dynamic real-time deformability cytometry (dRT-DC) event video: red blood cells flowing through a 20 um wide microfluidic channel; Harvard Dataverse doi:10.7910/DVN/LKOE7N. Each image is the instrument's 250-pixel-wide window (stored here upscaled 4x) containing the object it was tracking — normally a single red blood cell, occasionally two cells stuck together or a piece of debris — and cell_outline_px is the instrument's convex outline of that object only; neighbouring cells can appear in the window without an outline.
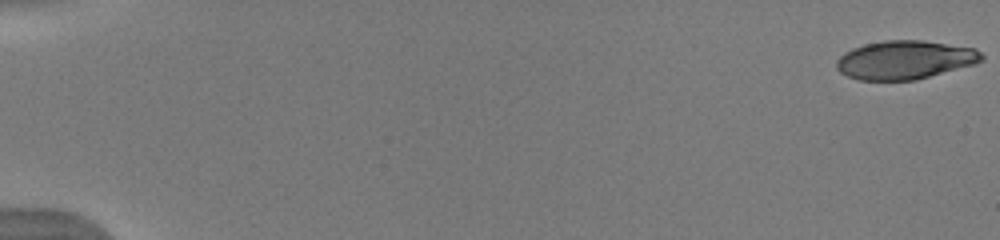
{"species": "human", "species_latin": "Homo sapiens", "temperature_condition": "warm", "stored_images_in_passage": 53, "camera_frame_rate_fps": 3000, "um_per_image_px": 0.085, "donor": {"sex": "male"}, "frame": {"image": 1, "passage_image": 1, "time_ms": 0.0, "image_size_px": [1000, 240], "cell_outline_px": [[984, 60], [976, 64], [916, 80], [860, 80], [848, 76], [840, 72], [836, 68], [836, 60], [844, 52], [852, 48], [864, 44], [884, 40], [924, 40], [976, 48], [984, 56]], "centroid_in_image_um": [76.94, 5.08], "position_along_channel_um": 8.1, "area_um2": 32.95}}
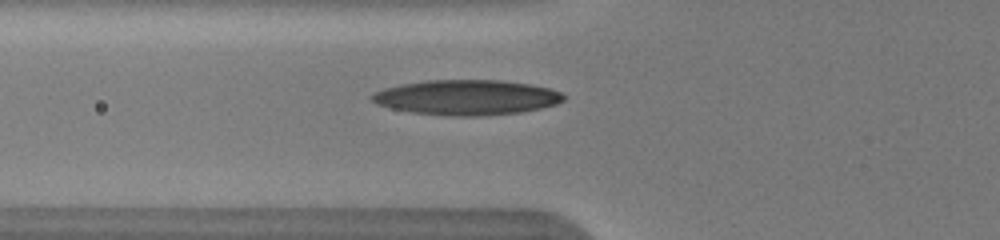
{"frame": {"image": 2, "passage_image": 21, "time_ms": 6.667, "image_size_px": [1000, 240], "cell_outline_px": [[564, 100], [556, 104], [540, 108], [520, 112], [484, 116], [452, 116], [412, 112], [392, 108], [376, 104], [368, 96], [372, 92], [384, 88], [400, 84], [428, 80], [500, 80], [528, 84], [548, 88], [560, 92], [564, 96]], "centroid_in_image_um": [39.62, 8.28], "position_along_channel_um": 86.2, "area_um2": 39.19}}
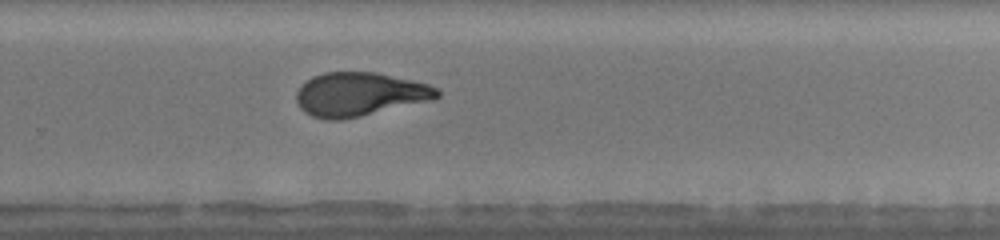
{"frame": {"image": 3, "passage_image": 37, "time_ms": 12.0, "image_size_px": [1000, 240], "cell_outline_px": [[440, 96], [432, 100], [360, 116], [340, 120], [324, 120], [312, 116], [304, 112], [300, 108], [296, 100], [296, 92], [300, 84], [312, 76], [324, 72], [376, 72], [428, 84], [436, 88], [440, 92]], "centroid_in_image_um": [30.51, 8.01], "position_along_channel_um": 299.3, "area_um2": 35.95}, "authors_computed_cell_mechanics": {"area_um2": 35.9516, "velocity_mm_per_s": 3.9929, "shape_relaxation_time_tau1_ms": 5.9157, "shape_relaxation_time_tau2_ms": 1.7921, "deformation_change_tau1": 0.2307, "deformation_change_tau2": 0.0951}}